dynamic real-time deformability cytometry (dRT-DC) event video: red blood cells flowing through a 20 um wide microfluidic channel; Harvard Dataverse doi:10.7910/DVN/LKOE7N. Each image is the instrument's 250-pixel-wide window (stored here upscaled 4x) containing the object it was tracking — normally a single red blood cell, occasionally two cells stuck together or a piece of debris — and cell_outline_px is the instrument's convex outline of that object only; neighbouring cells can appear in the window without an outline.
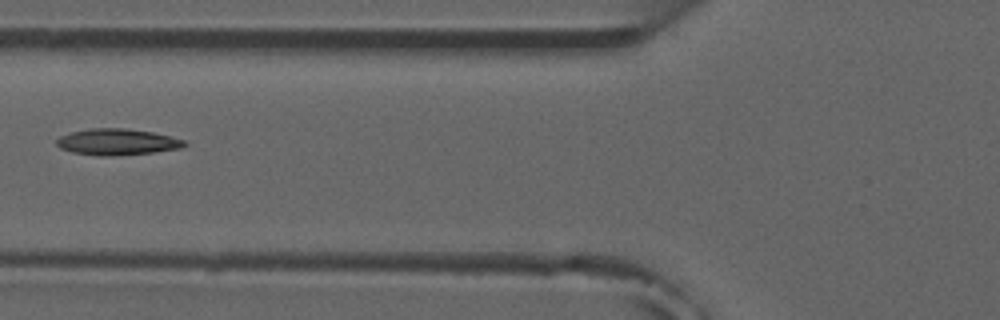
{"species": "common noctule bat (a hibernating species)", "species_latin": "Nyctalus noctula", "temperature_condition": "room temperature", "stored_images_in_passage": 7, "camera_frame_rate_fps": 3000, "um_per_image_px": 0.085, "animal": {"sex": "male", "forearm_length_mm": 52.5}, "frame": {"image": 1, "passage_image": 6, "time_ms": 6.0, "image_size_px": [1000, 320], "cell_outline_px": [[188, 144], [180, 148], [152, 152], [112, 156], [100, 156], [72, 152], [60, 148], [56, 144], [56, 140], [60, 136], [72, 132], [88, 128], [128, 128], [152, 132], [184, 140]], "centroid_in_image_um": [9.93, 12.06], "position_along_channel_um": 115.9, "area_um2": 19.48}}
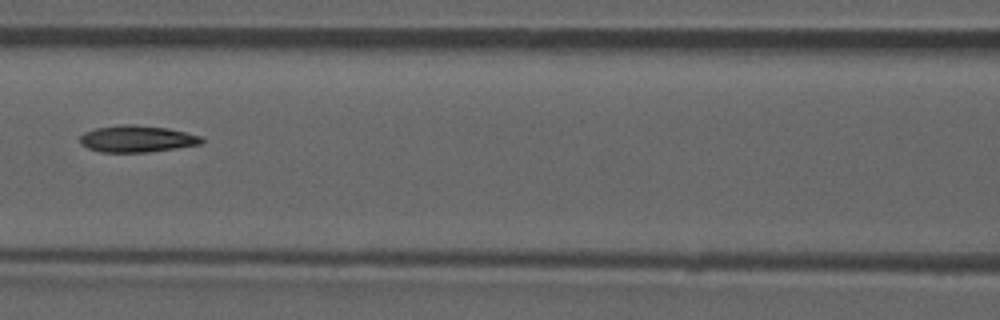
{"frame": {"image": 2, "passage_image": 7, "time_ms": 7.0, "image_size_px": [1000, 320], "cell_outline_px": [[204, 140], [200, 144], [176, 148], [148, 152], [100, 152], [88, 148], [80, 144], [80, 136], [84, 132], [96, 128], [120, 124], [136, 124], [168, 128], [200, 136]], "centroid_in_image_um": [11.6, 11.79], "position_along_channel_um": 155.0, "area_um2": 18.96}}